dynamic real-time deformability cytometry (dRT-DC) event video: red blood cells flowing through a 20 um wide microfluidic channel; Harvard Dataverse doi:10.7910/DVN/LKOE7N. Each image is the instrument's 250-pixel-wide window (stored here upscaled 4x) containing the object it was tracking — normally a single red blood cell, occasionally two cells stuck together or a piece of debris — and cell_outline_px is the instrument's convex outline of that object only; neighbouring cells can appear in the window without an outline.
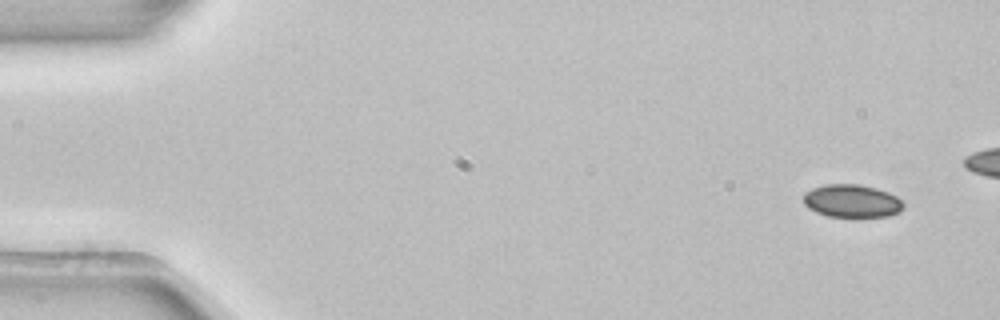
{"species": "common noctule bat (a hibernating species)", "species_latin": "Nyctalus noctula", "temperature_condition": "room temperature", "stored_images_in_passage": 5, "camera_frame_rate_fps": 3000, "um_per_image_px": 0.085, "animal": {"sex": "female", "body_mass_g": 22.7, "forearm_length_mm": 54.2}, "frame": {"image": 1, "passage_image": 1, "time_ms": 0.0, "image_size_px": [1000, 320], "cell_outline_px": [[904, 208], [900, 212], [888, 216], [828, 216], [816, 212], [808, 208], [804, 204], [804, 192], [812, 188], [824, 184], [856, 184], [876, 188], [888, 192], [896, 196], [904, 204]], "centroid_in_image_um": [72.4, 17.07], "position_along_channel_um": 12.6, "area_um2": 19.13}}